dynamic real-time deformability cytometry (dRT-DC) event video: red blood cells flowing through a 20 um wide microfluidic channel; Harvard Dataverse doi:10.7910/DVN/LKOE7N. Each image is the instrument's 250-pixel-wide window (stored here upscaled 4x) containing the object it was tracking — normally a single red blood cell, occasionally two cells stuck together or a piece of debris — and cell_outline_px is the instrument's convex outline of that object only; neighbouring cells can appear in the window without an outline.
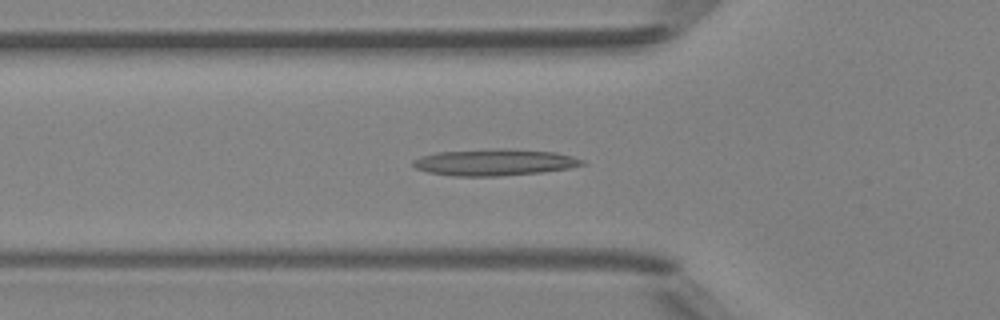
{"species": "Egyptian fruit bat (a non-hibernating species)", "species_latin": "Rousettus aegyptiacus", "temperature_condition": "room temperature", "stored_images_in_passage": 50, "segment_of_instrument_passage": [1, 2], "camera_frame_rate_fps": 3000, "um_per_image_px": 0.085, "animal": {"sex": "female"}, "frame": {"image": 1, "passage_image": 17, "time_ms": 5.333, "image_size_px": [1000, 320], "cell_outline_px": [[584, 164], [568, 168], [540, 172], [496, 176], [452, 176], [428, 172], [416, 168], [412, 164], [412, 160], [420, 156], [436, 152], [556, 152], [572, 156], [584, 160]], "centroid_in_image_um": [41.96, 13.86], "position_along_channel_um": 83.8, "area_um2": 24.33}}
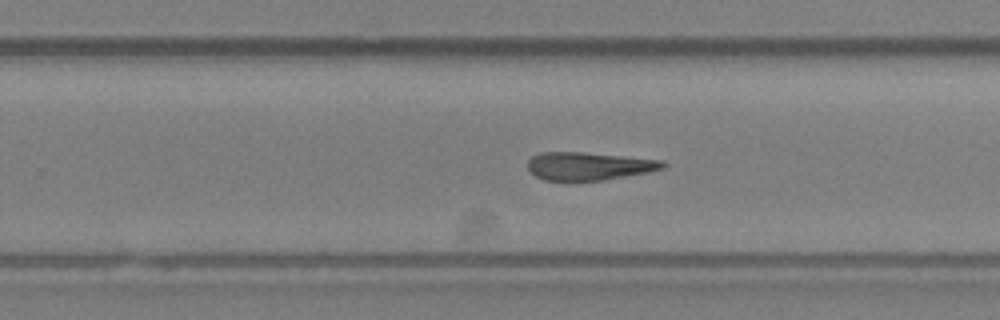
{"frame": {"image": 2, "passage_image": 31, "time_ms": 10.0, "image_size_px": [1000, 320], "cell_outline_px": [[668, 164], [664, 168], [648, 172], [604, 180], [544, 180], [536, 176], [528, 168], [528, 160], [532, 156], [540, 152], [584, 152], [664, 160]], "centroid_in_image_um": [50.08, 14.1], "position_along_channel_um": 279.7, "area_um2": 22.02}}
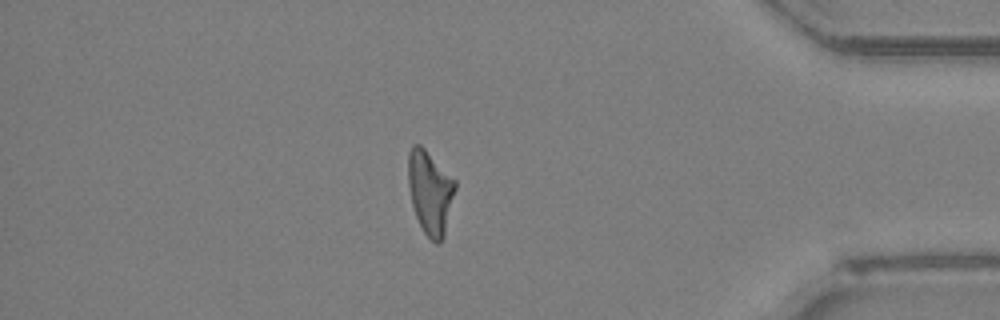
{"frame": {"image": 3, "passage_image": 42, "time_ms": 13.667, "image_size_px": [1000, 320], "cell_outline_px": [[456, 188], [444, 236], [440, 244], [436, 244], [424, 232], [416, 216], [412, 204], [408, 184], [408, 152], [412, 144], [420, 144], [456, 180]], "centroid_in_image_um": [36.56, 16.32], "position_along_channel_um": 398.6, "area_um2": 22.89}}